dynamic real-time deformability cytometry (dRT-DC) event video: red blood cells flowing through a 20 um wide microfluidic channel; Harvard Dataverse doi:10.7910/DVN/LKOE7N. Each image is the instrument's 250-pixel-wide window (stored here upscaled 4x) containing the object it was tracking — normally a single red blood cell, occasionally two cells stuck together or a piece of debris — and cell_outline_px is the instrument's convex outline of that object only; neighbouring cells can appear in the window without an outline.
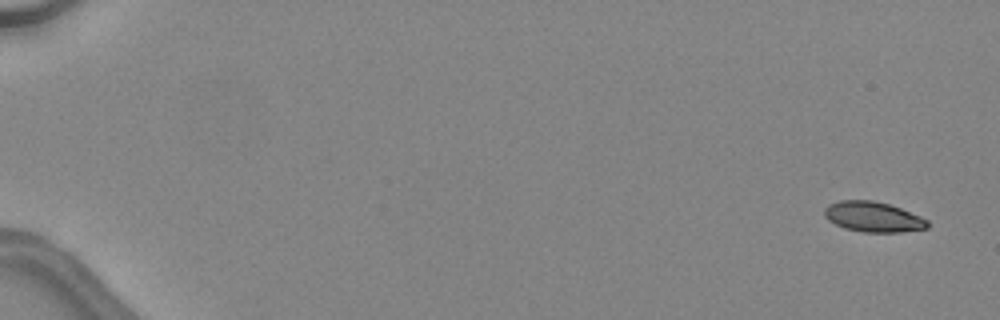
{"species": "common noctule bat (a hibernating species)", "species_latin": "Nyctalus noctula", "temperature_condition": "warm", "stored_images_in_passage": 48, "segment_of_instrument_passage": [1, 2], "camera_frame_rate_fps": 3000, "um_per_image_px": 0.085, "animal": {"sex": "female", "body_mass_g": 24.6, "forearm_length_mm": 56.2}, "frame": {"image": 1, "passage_image": 1, "time_ms": 0.0, "image_size_px": [1000, 320], "cell_outline_px": [[928, 228], [900, 232], [864, 232], [844, 228], [828, 220], [824, 216], [824, 208], [828, 204], [840, 200], [872, 200], [888, 204], [900, 208], [920, 216], [928, 220]], "centroid_in_image_um": [74.19, 18.43], "position_along_channel_um": 10.8, "area_um2": 18.15}}
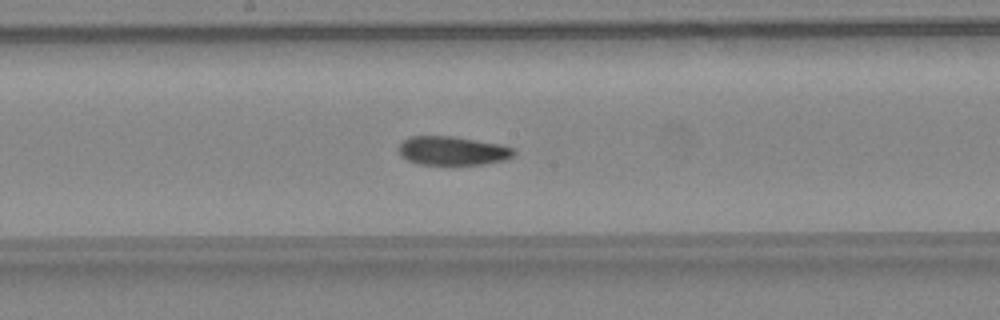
{"frame": {"image": 2, "passage_image": 27, "time_ms": 8.667, "image_size_px": [1000, 320], "cell_outline_px": [[516, 156], [508, 160], [484, 164], [420, 164], [408, 160], [400, 156], [400, 144], [408, 136], [452, 136], [500, 144], [512, 148], [516, 152]], "centroid_in_image_um": [38.52, 12.81], "position_along_channel_um": 209.7, "area_um2": 19.36}}
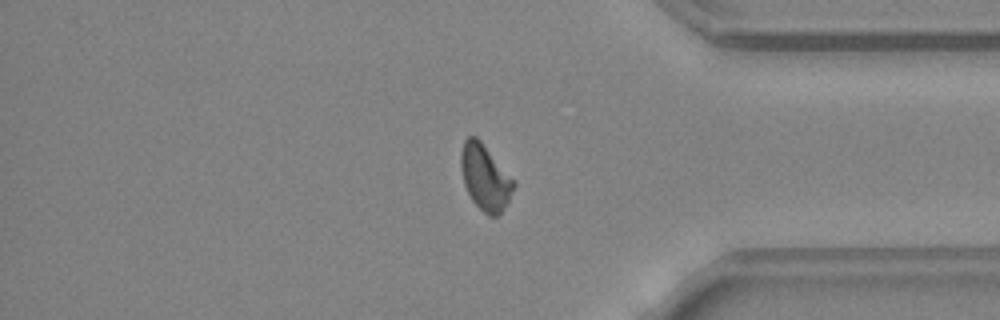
{"frame": {"image": 3, "passage_image": 40, "time_ms": 13.0, "image_size_px": [1000, 320], "cell_outline_px": [[516, 184], [504, 208], [496, 216], [488, 216], [472, 200], [464, 184], [460, 168], [460, 152], [464, 140], [468, 136], [476, 136], [480, 140], [516, 180]], "centroid_in_image_um": [41.23, 15.04], "position_along_channel_um": 394.0, "area_um2": 20.29}}